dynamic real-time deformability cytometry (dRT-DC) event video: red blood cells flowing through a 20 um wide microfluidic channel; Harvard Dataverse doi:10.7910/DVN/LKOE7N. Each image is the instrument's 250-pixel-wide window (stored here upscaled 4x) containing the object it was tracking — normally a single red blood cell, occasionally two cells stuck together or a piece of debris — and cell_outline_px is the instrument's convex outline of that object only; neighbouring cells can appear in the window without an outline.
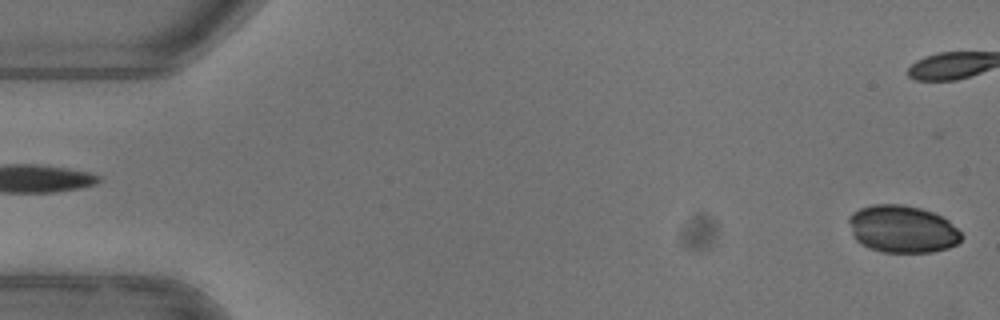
{"species": "common noctule bat (a hibernating species)", "species_latin": "Nyctalus noctula", "temperature_condition": "warm", "stored_images_in_passage": 10, "camera_frame_rate_fps": 3000, "um_per_image_px": 0.085, "animal": {"sex": "female"}, "frame": {"image": 1, "passage_image": 1, "time_ms": 0.0, "image_size_px": [1000, 320], "cell_outline_px": [[964, 236], [956, 244], [948, 248], [932, 252], [880, 252], [868, 248], [860, 244], [852, 236], [848, 220], [848, 216], [852, 212], [860, 208], [872, 204], [904, 204], [920, 208], [932, 212], [948, 220]], "centroid_in_image_um": [76.66, 19.47], "position_along_channel_um": 8.3, "area_um2": 31.33}}